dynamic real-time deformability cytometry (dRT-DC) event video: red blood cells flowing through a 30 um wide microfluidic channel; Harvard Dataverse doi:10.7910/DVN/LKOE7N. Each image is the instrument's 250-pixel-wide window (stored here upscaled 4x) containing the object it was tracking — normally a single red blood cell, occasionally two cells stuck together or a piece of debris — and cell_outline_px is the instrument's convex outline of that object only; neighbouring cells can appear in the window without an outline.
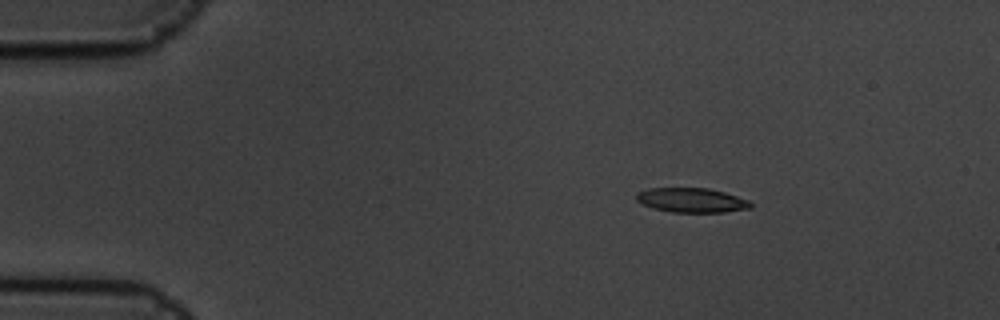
{"species": "common noctule bat (a hibernating species)", "species_latin": "Nyctalus noctula", "temperature_condition": "cold", "stored_images_in_passage": 5, "camera_frame_rate_fps": 3000, "um_per_image_px": 0.085, "animal": {"sex": "male", "body_mass_g": 19.5, "forearm_length_mm": 54.6}, "frame": {"image": 1, "passage_image": 3, "time_ms": 0.667, "image_size_px": [1000, 320], "cell_outline_px": [[752, 208], [724, 212], [672, 212], [652, 208], [640, 204], [636, 200], [636, 192], [648, 188], [708, 188], [724, 192], [748, 200], [752, 204]], "centroid_in_image_um": [58.74, 17.02], "position_along_channel_um": 26.3, "area_um2": 16.42}}